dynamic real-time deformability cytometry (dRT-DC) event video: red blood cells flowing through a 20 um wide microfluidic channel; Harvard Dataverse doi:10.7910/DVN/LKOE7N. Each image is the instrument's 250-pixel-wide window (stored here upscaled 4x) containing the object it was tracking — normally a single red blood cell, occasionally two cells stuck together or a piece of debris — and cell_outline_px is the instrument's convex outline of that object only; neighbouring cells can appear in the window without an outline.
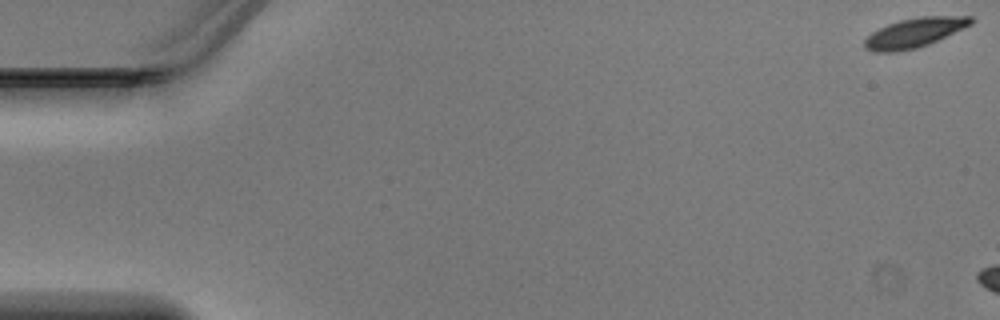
{"species": "Egyptian fruit bat (a non-hibernating species)", "species_latin": "Rousettus aegyptiacus", "temperature_condition": "warm", "stored_images_in_passage": 11, "camera_frame_rate_fps": 3000, "um_per_image_px": 0.085, "animal": {"sex": "male"}, "frame": {"image": 1, "passage_image": 1, "time_ms": 0.0, "image_size_px": [1000, 320], "cell_outline_px": [[972, 24], [928, 44], [916, 48], [896, 52], [872, 52], [864, 48], [864, 40], [872, 32], [888, 24], [900, 20], [920, 16], [972, 16]], "centroid_in_image_um": [77.69, 2.78], "position_along_channel_um": 7.3, "area_um2": 18.09}}